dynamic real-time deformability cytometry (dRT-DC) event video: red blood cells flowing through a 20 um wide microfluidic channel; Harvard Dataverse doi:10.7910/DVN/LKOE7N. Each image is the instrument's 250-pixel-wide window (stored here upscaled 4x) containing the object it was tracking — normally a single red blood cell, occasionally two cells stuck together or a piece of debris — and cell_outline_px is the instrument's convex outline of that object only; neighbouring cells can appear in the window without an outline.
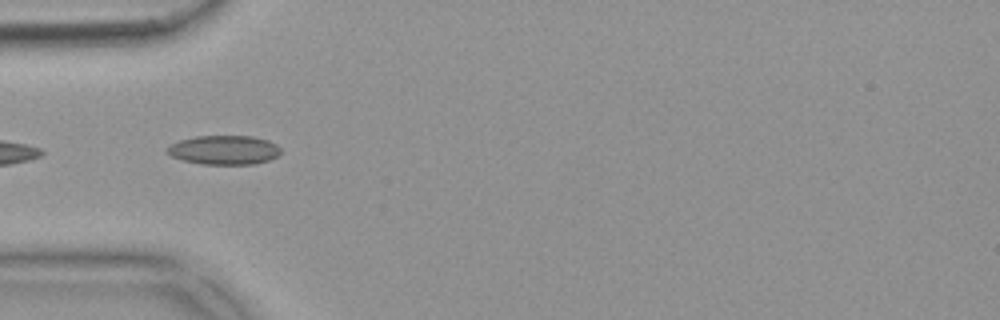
{"species": "common noctule bat (a hibernating species)", "species_latin": "Nyctalus noctula", "temperature_condition": "warm", "stored_images_in_passage": 9, "camera_frame_rate_fps": 3000, "um_per_image_px": 0.085, "animal": {"sex": "female", "body_mass_g": 18.4}, "frame": {"image": 1, "passage_image": 6, "time_ms": 1.667, "image_size_px": [1000, 320], "cell_outline_px": [[280, 152], [276, 156], [268, 160], [256, 164], [200, 164], [184, 160], [172, 156], [164, 152], [164, 148], [180, 140], [196, 136], [252, 136], [268, 140], [276, 144], [280, 148]], "centroid_in_image_um": [19.02, 12.74], "position_along_channel_um": 66.0, "area_um2": 19.31}}